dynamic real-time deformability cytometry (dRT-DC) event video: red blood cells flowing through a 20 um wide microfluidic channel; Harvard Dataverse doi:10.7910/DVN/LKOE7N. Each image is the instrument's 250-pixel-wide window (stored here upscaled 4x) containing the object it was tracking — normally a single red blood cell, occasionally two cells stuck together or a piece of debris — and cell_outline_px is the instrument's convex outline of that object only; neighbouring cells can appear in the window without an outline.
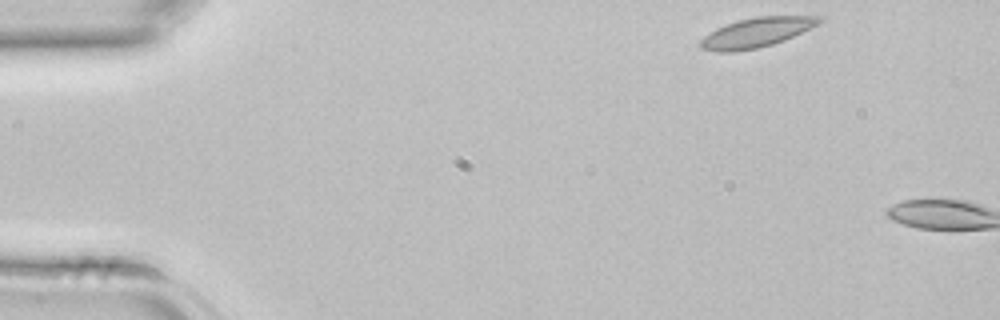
{"species": "common noctule bat (a hibernating species)", "species_latin": "Nyctalus noctula", "temperature_condition": "room temperature", "stored_images_in_passage": 3, "camera_frame_rate_fps": 3000, "um_per_image_px": 0.085, "animal": {"sex": "female", "body_mass_g": 22.7, "forearm_length_mm": 54.2}, "frame": {"image": 1, "passage_image": 1, "time_ms": 0.0, "image_size_px": [1000, 320], "cell_outline_px": [[824, 20], [820, 24], [784, 40], [772, 44], [756, 48], [736, 52], [716, 52], [700, 48], [700, 40], [708, 32], [716, 28], [740, 20], [756, 16], [824, 16]], "centroid_in_image_um": [64.31, 2.76], "position_along_channel_um": 20.7, "area_um2": 20.52}}